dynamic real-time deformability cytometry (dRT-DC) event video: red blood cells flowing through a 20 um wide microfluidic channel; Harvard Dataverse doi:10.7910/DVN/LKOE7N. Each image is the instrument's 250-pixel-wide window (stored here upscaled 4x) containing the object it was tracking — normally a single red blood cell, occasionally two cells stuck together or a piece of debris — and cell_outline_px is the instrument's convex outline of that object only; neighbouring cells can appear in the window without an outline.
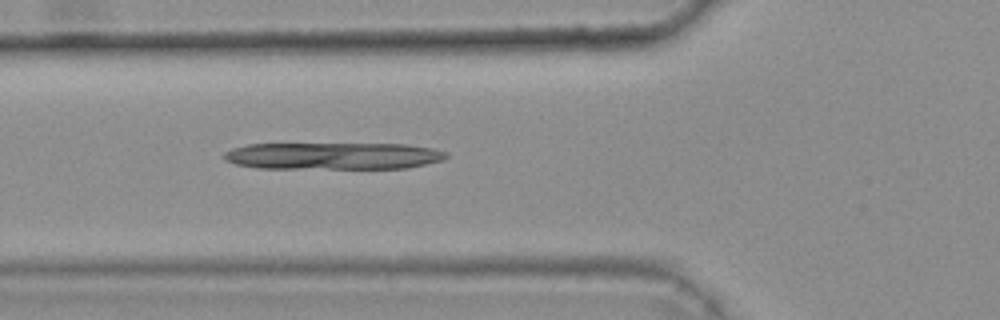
{"species": "common noctule bat (a hibernating species)", "species_latin": "Nyctalus noctula", "temperature_condition": "warm", "stored_images_in_passage": 27, "camera_frame_rate_fps": 3000, "um_per_image_px": 0.085, "animal": {"sex": "female", "body_mass_g": 25.1}, "frame": {"image": 1, "passage_image": 4, "time_ms": 1.0, "image_size_px": [1000, 320], "cell_outline_px": [[448, 156], [444, 160], [408, 168], [256, 168], [236, 164], [224, 160], [224, 152], [232, 148], [248, 144], [404, 144], [432, 148], [448, 152]], "centroid_in_image_um": [28.33, 13.25], "position_along_channel_um": 97.5, "area_um2": 35.03}}
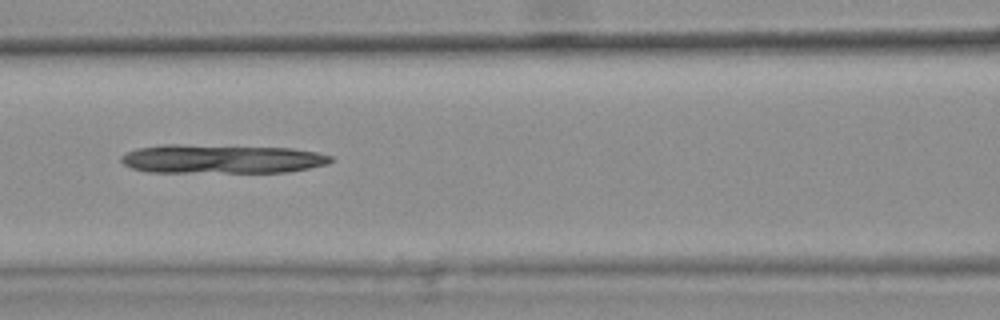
{"frame": {"image": 2, "passage_image": 8, "time_ms": 2.333, "image_size_px": [1000, 320], "cell_outline_px": [[336, 160], [328, 164], [288, 172], [148, 172], [132, 168], [124, 164], [120, 160], [120, 156], [136, 148], [164, 144], [176, 144], [292, 148], [316, 152], [332, 156]], "centroid_in_image_um": [18.84, 13.51], "position_along_channel_um": 147.8, "area_um2": 35.49}}